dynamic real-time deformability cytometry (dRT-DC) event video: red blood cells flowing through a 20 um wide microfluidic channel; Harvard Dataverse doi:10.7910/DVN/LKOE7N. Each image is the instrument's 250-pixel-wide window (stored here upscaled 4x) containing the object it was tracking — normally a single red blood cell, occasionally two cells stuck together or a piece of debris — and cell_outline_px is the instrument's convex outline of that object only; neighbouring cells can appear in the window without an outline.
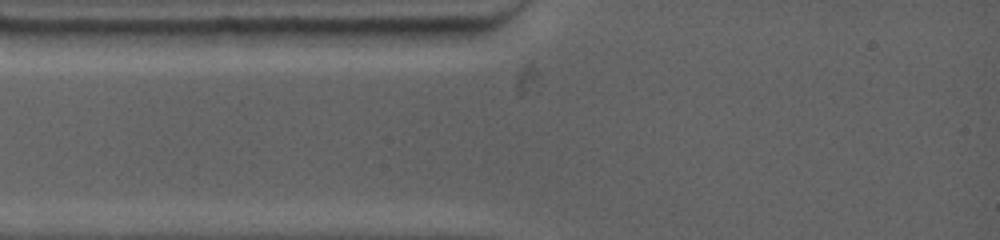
{"species": "common noctule bat (a hibernating species)", "species_latin": "Nyctalus noctula", "temperature_condition": "warm", "stored_images_in_passage": 3, "camera_frame_rate_fps": 4500, "um_per_image_px": 0.085, "animal": {"sex": "female", "body_mass_g": 19.0, "forearm_length_mm": 53.3}, "frame": {"image": 1, "passage_image": 1, "time_ms": 0.0, "image_size_px": [1000, 240], "cell_outline_px": [[356, 28], [328, 44], [212, 44], [200, 32], [216, 28]], "centroid_in_image_um": [23.33, 3.03], "position_along_channel_um": 61.7, "area_um2": 15.66}}